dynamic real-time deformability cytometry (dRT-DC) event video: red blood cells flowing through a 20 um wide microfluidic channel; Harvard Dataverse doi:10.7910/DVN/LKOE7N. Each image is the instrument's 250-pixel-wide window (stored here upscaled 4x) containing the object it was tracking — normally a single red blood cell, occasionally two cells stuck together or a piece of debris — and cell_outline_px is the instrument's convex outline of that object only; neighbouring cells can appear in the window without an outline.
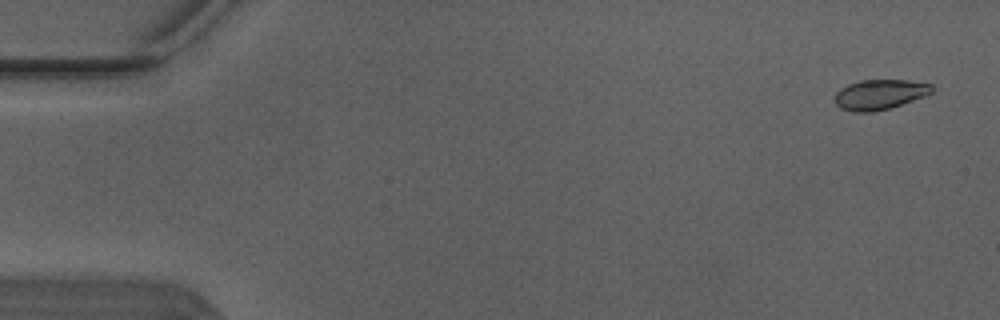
{"species": "Egyptian fruit bat (a non-hibernating species)", "species_latin": "Rousettus aegyptiacus", "temperature_condition": "warm", "stored_images_in_passage": 7, "camera_frame_rate_fps": 3000, "um_per_image_px": 0.085, "animal": {"sex": "male"}, "frame": {"image": 1, "passage_image": 1, "time_ms": 0.0, "image_size_px": [1000, 320], "cell_outline_px": [[936, 88], [928, 96], [888, 108], [872, 112], [856, 112], [840, 108], [836, 104], [836, 92], [840, 88], [848, 84], [860, 80], [908, 80], [932, 84]], "centroid_in_image_um": [74.83, 8.02], "position_along_channel_um": 10.2, "area_um2": 17.11}}
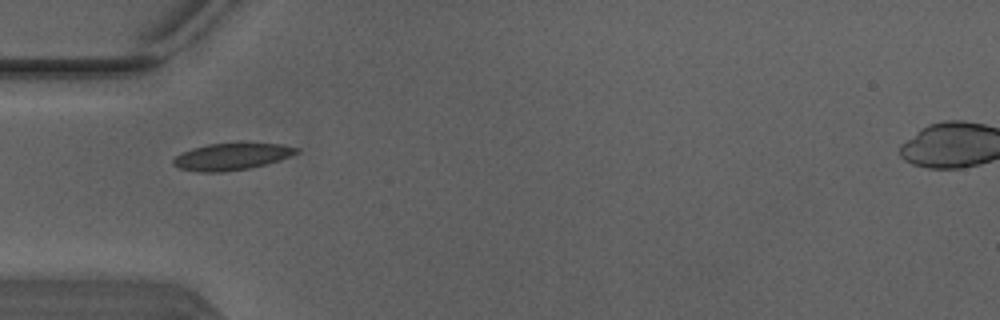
{"frame": {"image": 2, "passage_image": 5, "time_ms": 1.333, "image_size_px": [1000, 320], "cell_outline_px": [[300, 152], [280, 160], [248, 168], [220, 172], [196, 172], [180, 168], [172, 164], [172, 160], [176, 156], [192, 148], [208, 144], [236, 140], [248, 140], [284, 144], [300, 148]], "centroid_in_image_um": [19.76, 13.24], "position_along_channel_um": 65.2, "area_um2": 20.23}}
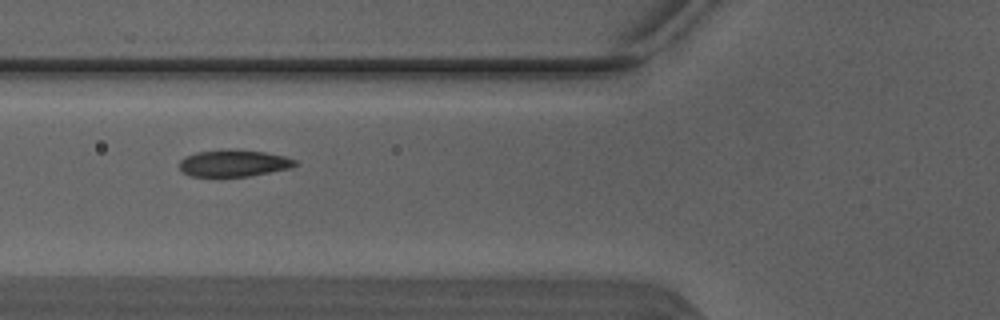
{"frame": {"image": 3, "passage_image": 6, "time_ms": 1.667, "image_size_px": [1000, 320], "cell_outline_px": [[296, 164], [292, 168], [248, 176], [192, 176], [184, 172], [180, 168], [180, 160], [184, 156], [196, 152], [228, 148], [232, 148], [264, 152], [284, 156], [296, 160]], "centroid_in_image_um": [19.86, 13.85], "position_along_channel_um": 105.9, "area_um2": 18.15}}